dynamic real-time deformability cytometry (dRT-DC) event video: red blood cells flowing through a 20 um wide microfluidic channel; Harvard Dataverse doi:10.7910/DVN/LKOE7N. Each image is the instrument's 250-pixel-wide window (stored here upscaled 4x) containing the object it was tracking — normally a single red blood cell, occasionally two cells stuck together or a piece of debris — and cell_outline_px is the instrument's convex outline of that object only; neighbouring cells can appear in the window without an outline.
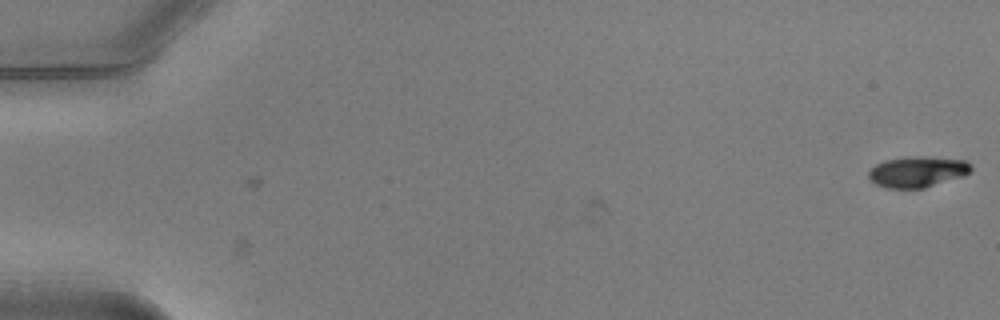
{"species": "common noctule bat (a hibernating species)", "species_latin": "Nyctalus noctula", "temperature_condition": "warm", "stored_images_in_passage": 3, "camera_frame_rate_fps": 3000, "um_per_image_px": 0.085, "animal": {"sex": "male", "body_mass_g": 20.5, "forearm_length_mm": 52.5}, "frame": {"image": 1, "passage_image": 3, "time_ms": 0.667, "image_size_px": [1000, 320], "cell_outline_px": [[972, 172], [964, 176], [924, 188], [888, 188], [876, 184], [868, 176], [868, 172], [876, 164], [884, 160], [908, 156], [924, 156], [964, 160], [972, 164]], "centroid_in_image_um": [78.02, 14.59], "position_along_channel_um": 7.0, "area_um2": 18.55}}